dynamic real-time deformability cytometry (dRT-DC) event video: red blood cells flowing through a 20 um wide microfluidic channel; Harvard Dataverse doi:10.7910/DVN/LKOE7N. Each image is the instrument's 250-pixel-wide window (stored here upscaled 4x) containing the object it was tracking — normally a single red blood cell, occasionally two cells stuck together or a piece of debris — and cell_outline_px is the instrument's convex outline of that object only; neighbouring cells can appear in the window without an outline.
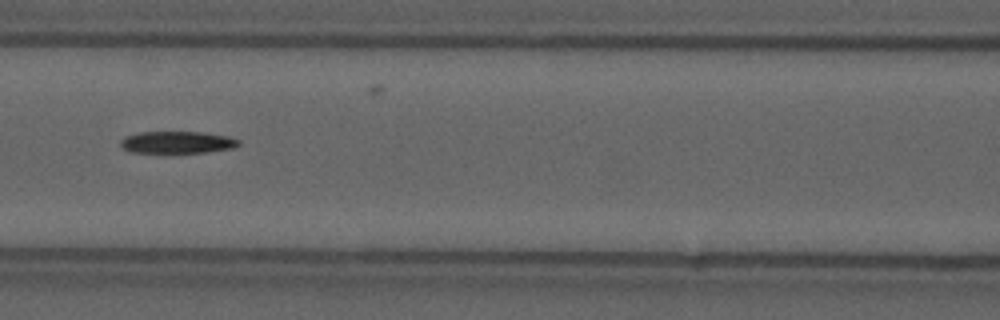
{"species": "common noctule bat (a hibernating species)", "species_latin": "Nyctalus noctula", "temperature_condition": "cold", "stored_images_in_passage": 11, "camera_frame_rate_fps": 3000, "um_per_image_px": 0.085, "animal": {"sex": "male", "forearm_length_mm": 52.5}, "frame": {"image": 1, "passage_image": 7, "time_ms": 2.0, "image_size_px": [1000, 320], "cell_outline_px": [[240, 144], [232, 148], [204, 152], [132, 152], [124, 148], [120, 144], [120, 140], [128, 136], [140, 132], [204, 132], [228, 136], [240, 140]], "centroid_in_image_um": [15.1, 12.08], "position_along_channel_um": 151.5, "area_um2": 14.91}}
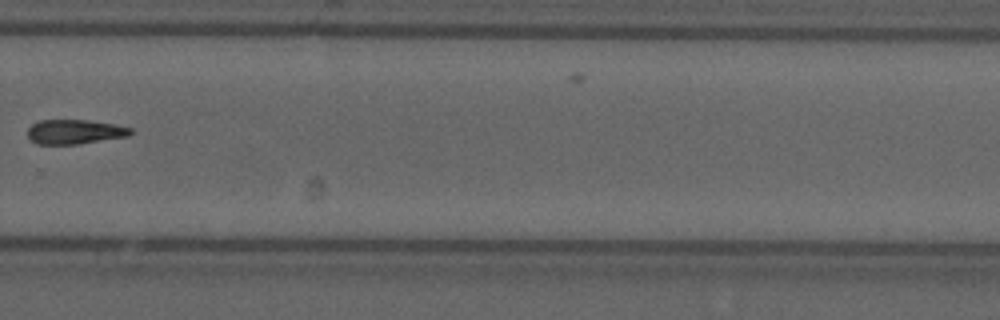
{"frame": {"image": 2, "passage_image": 11, "time_ms": 3.333, "image_size_px": [1000, 320], "cell_outline_px": [[132, 132], [128, 136], [80, 144], [36, 144], [28, 136], [28, 128], [36, 120], [88, 120], [116, 124], [132, 128]], "centroid_in_image_um": [6.35, 11.19], "position_along_channel_um": 323.4, "area_um2": 14.8}}